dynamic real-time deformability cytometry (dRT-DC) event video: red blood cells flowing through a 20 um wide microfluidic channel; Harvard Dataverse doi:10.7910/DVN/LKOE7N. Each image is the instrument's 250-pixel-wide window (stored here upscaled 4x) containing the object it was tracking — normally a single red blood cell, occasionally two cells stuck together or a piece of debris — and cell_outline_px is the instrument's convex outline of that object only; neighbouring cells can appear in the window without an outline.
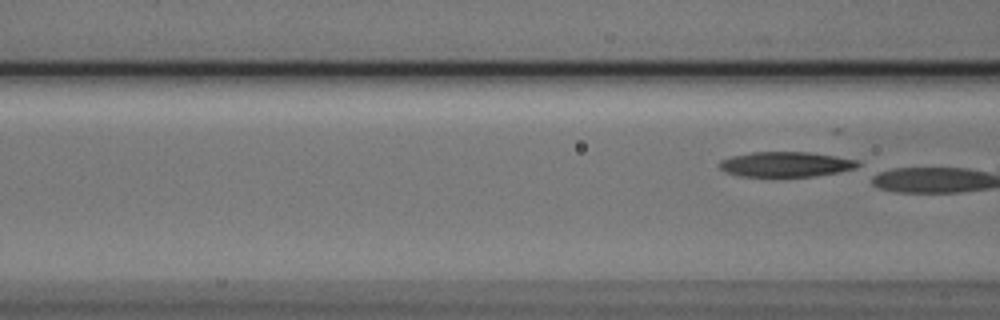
{"species": "Egyptian fruit bat (a non-hibernating species)", "species_latin": "Rousettus aegyptiacus", "temperature_condition": "cold", "stored_images_in_passage": 7, "segment_of_instrument_passage": [2, 2], "camera_frame_rate_fps": 3000, "um_per_image_px": 0.085, "animal": {"sex": "male"}, "frame": {"image": 1, "passage_image": 7, "time_ms": 2.0, "image_size_px": [1000, 320], "cell_outline_px": [[860, 164], [856, 168], [816, 176], [740, 176], [724, 172], [716, 164], [720, 160], [732, 156], [752, 152], [808, 152], [836, 156], [860, 160]], "centroid_in_image_um": [66.77, 13.96], "position_along_channel_um": 99.8, "area_um2": 20.29}}